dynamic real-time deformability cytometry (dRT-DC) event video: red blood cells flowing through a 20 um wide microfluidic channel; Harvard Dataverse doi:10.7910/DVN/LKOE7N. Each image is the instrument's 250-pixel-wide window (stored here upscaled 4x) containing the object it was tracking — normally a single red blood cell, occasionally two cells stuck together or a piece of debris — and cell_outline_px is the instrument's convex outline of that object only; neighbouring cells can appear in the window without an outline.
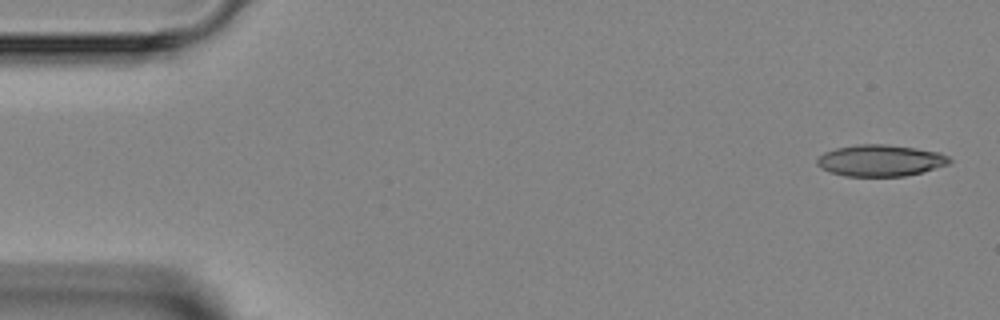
{"species": "Egyptian fruit bat (a non-hibernating species)", "species_latin": "Rousettus aegyptiacus", "temperature_condition": "room temperature", "stored_images_in_passage": 3, "camera_frame_rate_fps": 3000, "um_per_image_px": 0.085, "animal": {"sex": "female"}, "frame": {"image": 1, "passage_image": 1, "time_ms": 0.0, "image_size_px": [1000, 320], "cell_outline_px": [[952, 160], [948, 164], [920, 172], [904, 176], [844, 176], [832, 172], [816, 164], [816, 160], [824, 152], [836, 148], [856, 144], [884, 144], [916, 148], [940, 152], [948, 156]], "centroid_in_image_um": [74.83, 13.63], "position_along_channel_um": 10.2, "area_um2": 24.1}}